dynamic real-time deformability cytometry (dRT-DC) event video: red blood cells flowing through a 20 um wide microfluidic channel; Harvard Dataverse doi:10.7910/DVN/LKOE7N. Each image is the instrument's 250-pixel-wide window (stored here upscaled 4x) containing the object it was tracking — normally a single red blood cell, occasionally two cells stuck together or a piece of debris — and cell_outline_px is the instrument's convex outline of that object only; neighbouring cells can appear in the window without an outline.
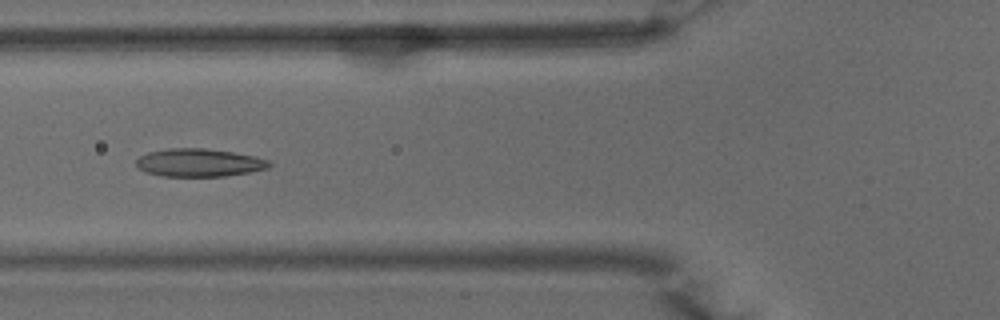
{"species": "common noctule bat (a hibernating species)", "species_latin": "Nyctalus noctula", "temperature_condition": "warm", "stored_images_in_passage": 51, "camera_frame_rate_fps": 3000, "um_per_image_px": 0.085, "animal": {"sex": "male", "body_mass_g": 15.6}, "frame": {"image": 1, "passage_image": 19, "time_ms": 6.0, "image_size_px": [1000, 320], "cell_outline_px": [[272, 164], [268, 168], [248, 172], [224, 176], [160, 176], [144, 172], [136, 164], [136, 160], [140, 156], [148, 152], [168, 148], [204, 148], [232, 152], [256, 156], [268, 160]], "centroid_in_image_um": [16.91, 13.82], "position_along_channel_um": 108.9, "area_um2": 21.68}}
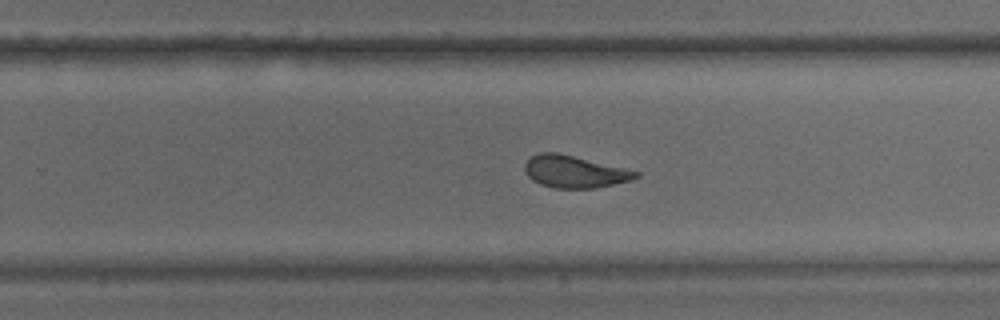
{"frame": {"image": 2, "passage_image": 32, "time_ms": 10.333, "image_size_px": [1000, 320], "cell_outline_px": [[640, 176], [632, 180], [596, 188], [552, 188], [540, 184], [532, 180], [528, 176], [524, 168], [524, 164], [532, 156], [540, 152], [556, 152], [624, 168], [640, 172]], "centroid_in_image_um": [48.82, 14.6], "position_along_channel_um": 281.0, "area_um2": 20.69}}
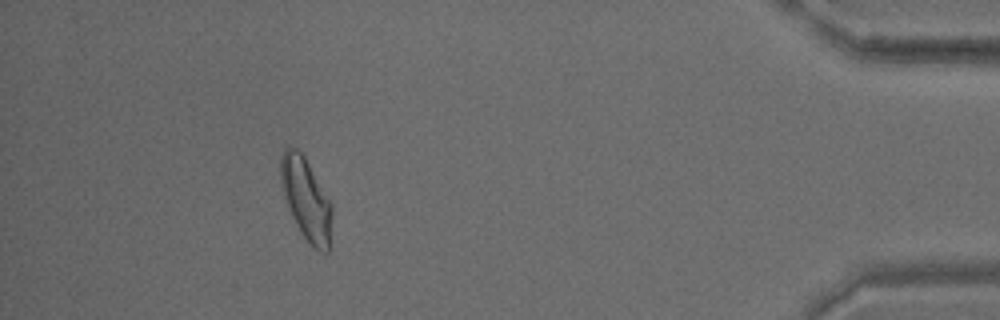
{"frame": {"image": 3, "passage_image": 46, "time_ms": 15.0, "image_size_px": [1000, 320], "cell_outline_px": [[332, 212], [328, 252], [320, 252], [312, 248], [300, 232], [292, 216], [284, 196], [280, 184], [280, 156], [284, 148], [288, 144], [296, 148], [304, 156], [332, 204]], "centroid_in_image_um": [25.99, 16.9], "position_along_channel_um": 409.2, "area_um2": 24.62}, "authors_computed_cell_mechanics": {"area_um2": 22.0796, "velocity_mm_per_s": 3.9673, "shape_relaxation_time_tau1_ms": 7.8752, "shape_relaxation_time_tau2_ms": 1.7305, "deformation_change_tau1": 0.2072, "deformation_change_tau2": 0.0909}}